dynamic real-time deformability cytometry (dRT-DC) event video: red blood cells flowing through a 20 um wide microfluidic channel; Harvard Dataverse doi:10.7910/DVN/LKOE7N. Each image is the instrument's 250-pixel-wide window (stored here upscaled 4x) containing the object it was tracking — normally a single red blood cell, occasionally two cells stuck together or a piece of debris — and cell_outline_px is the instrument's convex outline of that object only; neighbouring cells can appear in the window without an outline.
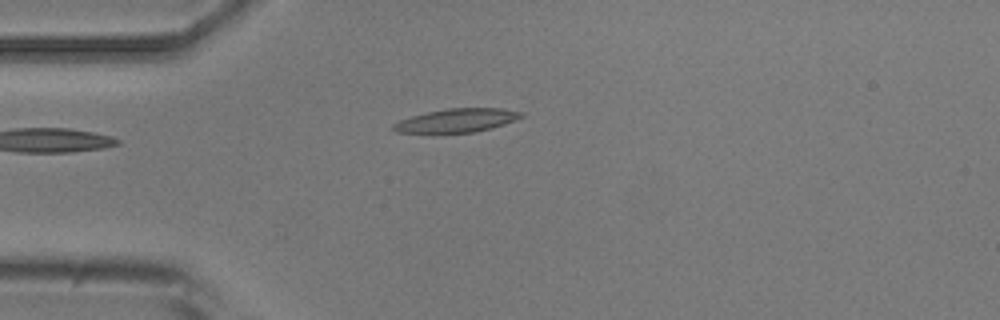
{"species": "common noctule bat (a hibernating species)", "species_latin": "Nyctalus noctula", "temperature_condition": "room temperature", "stored_images_in_passage": 5, "camera_frame_rate_fps": 3000, "um_per_image_px": 0.085, "animal": {"sex": "male", "body_mass_g": 20.5, "forearm_length_mm": 52.5}, "frame": {"image": 1, "passage_image": 5, "time_ms": 4.667, "image_size_px": [1000, 320], "cell_outline_px": [[524, 116], [516, 120], [492, 128], [476, 132], [396, 132], [392, 128], [392, 124], [400, 120], [412, 116], [428, 112], [448, 108], [504, 108], [524, 112]], "centroid_in_image_um": [38.89, 10.22], "position_along_channel_um": 46.1, "area_um2": 17.46}}